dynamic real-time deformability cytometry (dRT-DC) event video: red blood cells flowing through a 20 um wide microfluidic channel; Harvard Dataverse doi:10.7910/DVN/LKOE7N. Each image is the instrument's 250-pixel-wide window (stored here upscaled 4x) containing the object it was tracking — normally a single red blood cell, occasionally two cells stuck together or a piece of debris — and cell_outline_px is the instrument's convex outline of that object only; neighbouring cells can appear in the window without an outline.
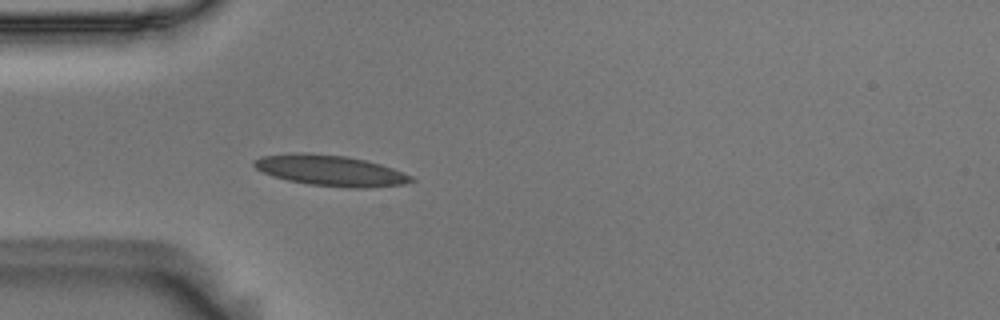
{"species": "Egyptian fruit bat (a non-hibernating species)", "species_latin": "Rousettus aegyptiacus", "temperature_condition": "room temperature", "stored_images_in_passage": 40, "camera_frame_rate_fps": 3000, "um_per_image_px": 0.085, "animal": {"sex": "male"}, "frame": {"image": 1, "passage_image": 1, "time_ms": 0.0, "image_size_px": [1000, 320], "cell_outline_px": [[416, 180], [404, 184], [368, 188], [348, 188], [308, 184], [288, 180], [272, 176], [256, 168], [252, 164], [252, 160], [260, 156], [292, 152], [308, 152], [344, 156], [364, 160], [380, 164], [392, 168], [412, 176]], "centroid_in_image_um": [28.05, 14.49], "position_along_channel_um": 56.9, "area_um2": 28.32}}
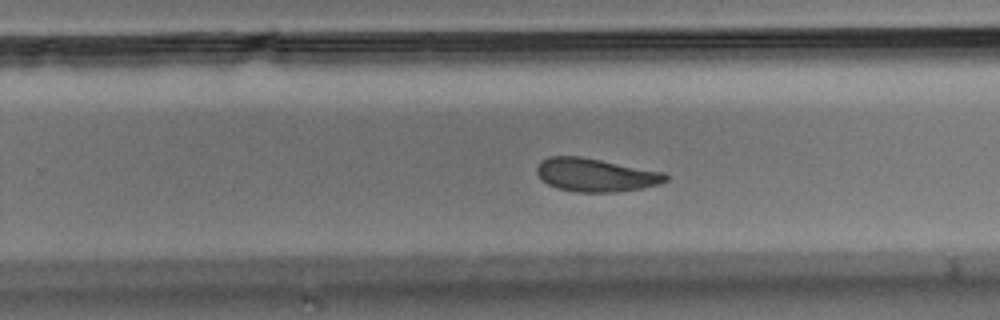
{"frame": {"image": 2, "passage_image": 20, "time_ms": 6.333, "image_size_px": [1000, 320], "cell_outline_px": [[668, 180], [660, 184], [644, 188], [616, 192], [576, 192], [556, 188], [548, 184], [536, 172], [536, 168], [540, 160], [548, 156], [580, 156], [664, 172], [668, 176]], "centroid_in_image_um": [50.63, 14.87], "position_along_channel_um": 279.2, "area_um2": 25.09}}
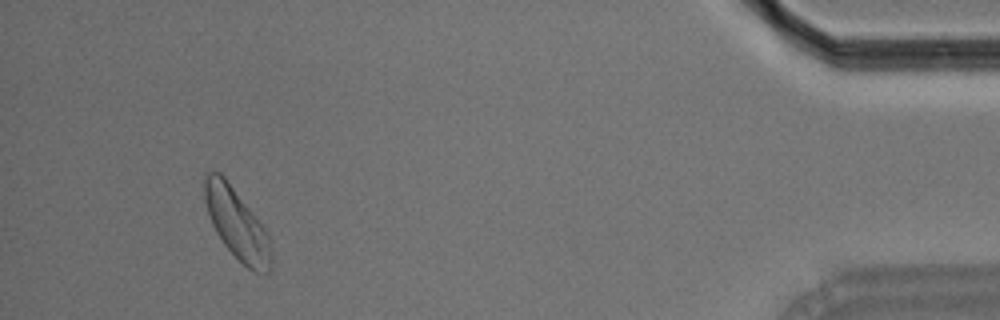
{"frame": {"image": 3, "passage_image": 37, "time_ms": 12.0, "image_size_px": [1000, 320], "cell_outline_px": [[272, 268], [268, 272], [252, 272], [224, 244], [216, 232], [212, 224], [204, 200], [204, 172], [216, 168], [224, 176], [264, 228], [268, 236], [272, 256]], "centroid_in_image_um": [20.1, 18.99], "position_along_channel_um": 415.1, "area_um2": 27.17}, "authors_computed_cell_mechanics": {"area_um2": 25.9522, "velocity_mm_per_s": 3.5709, "shape_relaxation_time_tau1_ms": 5.4812, "shape_relaxation_time_tau2_ms": 2.616, "deformation_change_tau1": 0.1396, "deformation_change_tau2": 0.0902}}